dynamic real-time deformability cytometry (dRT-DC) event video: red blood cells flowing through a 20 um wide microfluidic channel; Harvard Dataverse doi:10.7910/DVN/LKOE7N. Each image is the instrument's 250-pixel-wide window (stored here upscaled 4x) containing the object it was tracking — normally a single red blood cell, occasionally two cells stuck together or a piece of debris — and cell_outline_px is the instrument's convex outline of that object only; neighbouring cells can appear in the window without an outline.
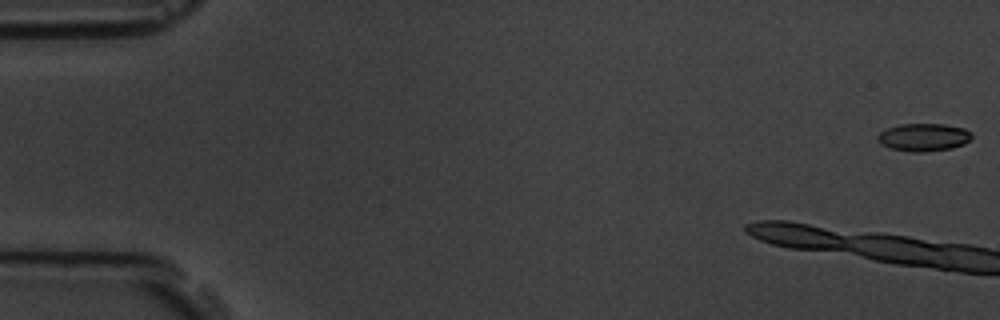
{"species": "common noctule bat (a hibernating species)", "species_latin": "Nyctalus noctula", "temperature_condition": "room temperature", "stored_images_in_passage": 7, "camera_frame_rate_fps": 3000, "um_per_image_px": 0.085, "animal": {"sex": "male", "body_mass_g": 19.5, "forearm_length_mm": 54.6}, "frame": {"image": 1, "passage_image": 1, "time_ms": 0.0, "image_size_px": [1000, 320], "cell_outline_px": [[972, 136], [964, 144], [952, 148], [924, 152], [912, 152], [892, 148], [880, 144], [876, 140], [876, 136], [880, 132], [888, 128], [900, 124], [944, 124], [964, 128], [972, 132]], "centroid_in_image_um": [78.5, 11.66], "position_along_channel_um": 6.5, "area_um2": 15.26}}
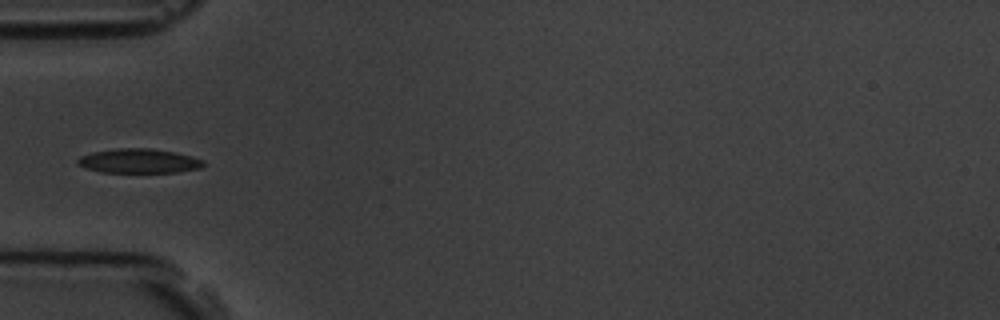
{"frame": {"image": 2, "passage_image": 7, "time_ms": 6.667, "image_size_px": [1000, 320], "cell_outline_px": [[204, 164], [200, 168], [176, 172], [100, 172], [84, 168], [76, 164], [76, 160], [80, 156], [92, 152], [116, 148], [152, 148], [192, 156], [204, 160]], "centroid_in_image_um": [11.75, 13.68], "position_along_channel_um": 73.2, "area_um2": 17.92}}